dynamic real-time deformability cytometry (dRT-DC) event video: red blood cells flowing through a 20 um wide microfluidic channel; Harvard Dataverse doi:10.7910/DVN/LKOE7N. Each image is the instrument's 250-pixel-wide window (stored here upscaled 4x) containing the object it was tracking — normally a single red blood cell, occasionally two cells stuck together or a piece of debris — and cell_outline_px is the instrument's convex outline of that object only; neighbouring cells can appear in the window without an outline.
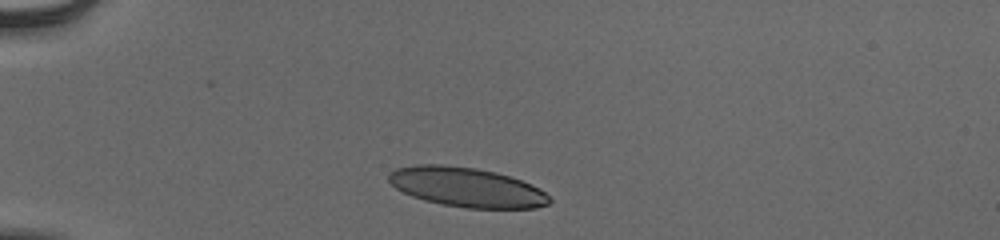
{"species": "human", "species_latin": "Homo sapiens", "temperature_condition": "cold", "stored_images_in_passage": 36, "camera_frame_rate_fps": 3000, "um_per_image_px": 0.085, "donor": {"sex": "male"}, "frame": {"image": 1, "passage_image": 1, "time_ms": 0.0, "image_size_px": [1000, 240], "cell_outline_px": [[552, 200], [548, 204], [536, 208], [468, 208], [440, 204], [424, 200], [412, 196], [396, 188], [388, 180], [388, 172], [396, 168], [416, 164], [440, 164], [476, 168], [496, 172], [532, 184], [540, 188]], "centroid_in_image_um": [39.65, 15.91], "position_along_channel_um": 45.4, "area_um2": 37.05}}
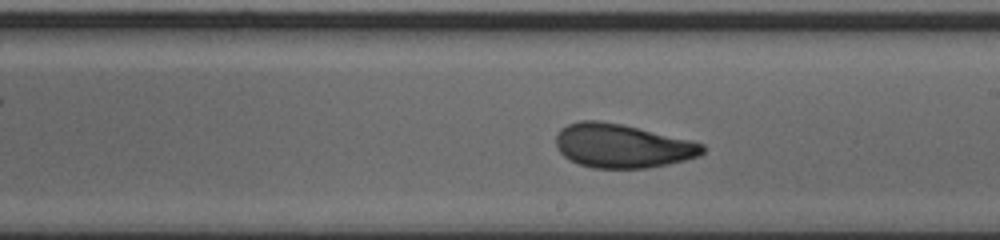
{"frame": {"image": 2, "passage_image": 19, "time_ms": 6.0, "image_size_px": [1000, 240], "cell_outline_px": [[704, 152], [700, 156], [668, 164], [648, 168], [592, 168], [568, 160], [556, 148], [556, 136], [560, 128], [568, 124], [580, 120], [600, 120], [624, 124], [692, 140], [704, 144]], "centroid_in_image_um": [52.88, 12.39], "position_along_channel_um": 236.1, "area_um2": 37.86}}
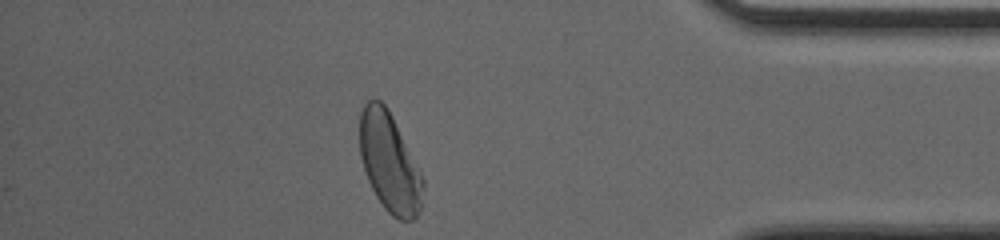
{"frame": {"image": 3, "passage_image": 34, "time_ms": 11.0, "image_size_px": [1000, 240], "cell_outline_px": [[424, 188], [420, 208], [416, 216], [412, 220], [400, 220], [392, 216], [384, 208], [376, 196], [368, 180], [360, 156], [360, 112], [364, 104], [368, 100], [376, 96], [388, 108], [424, 180]], "centroid_in_image_um": [33.09, 13.8], "position_along_channel_um": 402.1, "area_um2": 36.3}, "authors_computed_cell_mechanics": {"area_um2": 37.281, "velocity_mm_per_s": 3.8658, "shape_relaxation_time_tau1_ms": 3.7396, "shape_relaxation_time_tau2_ms": 1.3249, "deformation_change_tau1": 0.1588, "deformation_change_tau2": 0.0643}}